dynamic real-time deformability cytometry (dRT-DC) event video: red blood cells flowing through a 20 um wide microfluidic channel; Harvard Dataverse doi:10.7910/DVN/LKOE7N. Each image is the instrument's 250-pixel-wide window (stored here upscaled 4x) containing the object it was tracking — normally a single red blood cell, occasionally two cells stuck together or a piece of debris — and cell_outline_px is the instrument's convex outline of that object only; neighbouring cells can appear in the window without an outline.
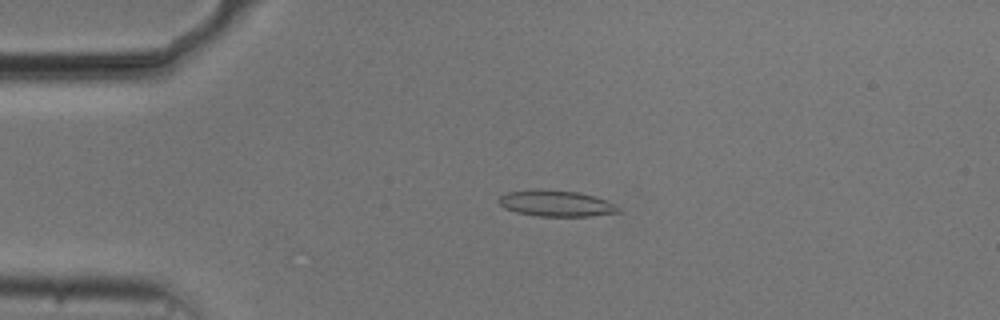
{"species": "common noctule bat (a hibernating species)", "species_latin": "Nyctalus noctula", "temperature_condition": "cold", "stored_images_in_passage": 44, "camera_frame_rate_fps": 3000, "um_per_image_px": 0.085, "animal": {"sex": "male", "body_mass_g": 20.5, "forearm_length_mm": 52.5}, "frame": {"image": 1, "passage_image": 12, "time_ms": 3.667, "image_size_px": [1000, 320], "cell_outline_px": [[620, 212], [592, 216], [536, 216], [516, 212], [504, 208], [500, 204], [500, 196], [508, 192], [580, 192], [616, 204], [620, 208]], "centroid_in_image_um": [47.34, 17.35], "position_along_channel_um": 37.7, "area_um2": 17.22}}
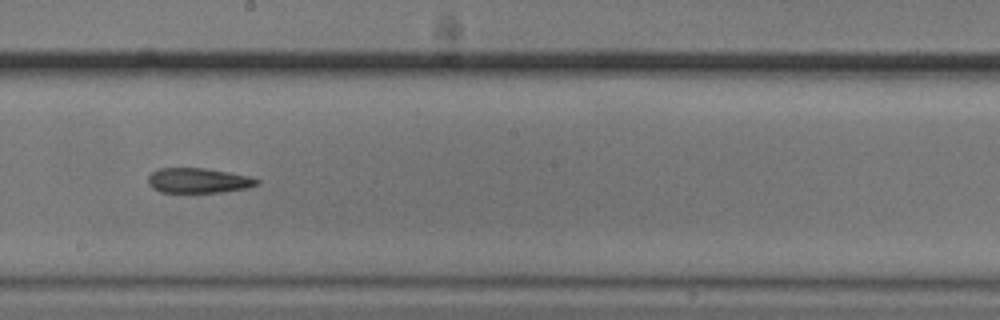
{"frame": {"image": 2, "passage_image": 30, "time_ms": 9.667, "image_size_px": [1000, 320], "cell_outline_px": [[260, 184], [248, 188], [220, 192], [160, 192], [152, 188], [148, 184], [148, 176], [152, 172], [160, 168], [204, 168], [252, 176], [260, 180]], "centroid_in_image_um": [16.89, 15.34], "position_along_channel_um": 231.3, "area_um2": 15.95}}
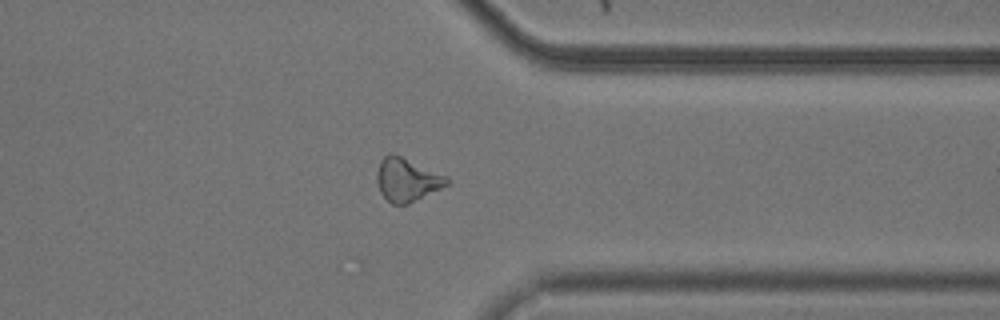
{"frame": {"image": 3, "passage_image": 42, "time_ms": 13.667, "image_size_px": [1000, 320], "cell_outline_px": [[448, 184], [408, 204], [392, 204], [380, 192], [376, 180], [376, 172], [380, 160], [384, 156], [400, 156], [448, 176]], "centroid_in_image_um": [34.57, 15.29], "position_along_channel_um": 376.8, "area_um2": 17.22}}